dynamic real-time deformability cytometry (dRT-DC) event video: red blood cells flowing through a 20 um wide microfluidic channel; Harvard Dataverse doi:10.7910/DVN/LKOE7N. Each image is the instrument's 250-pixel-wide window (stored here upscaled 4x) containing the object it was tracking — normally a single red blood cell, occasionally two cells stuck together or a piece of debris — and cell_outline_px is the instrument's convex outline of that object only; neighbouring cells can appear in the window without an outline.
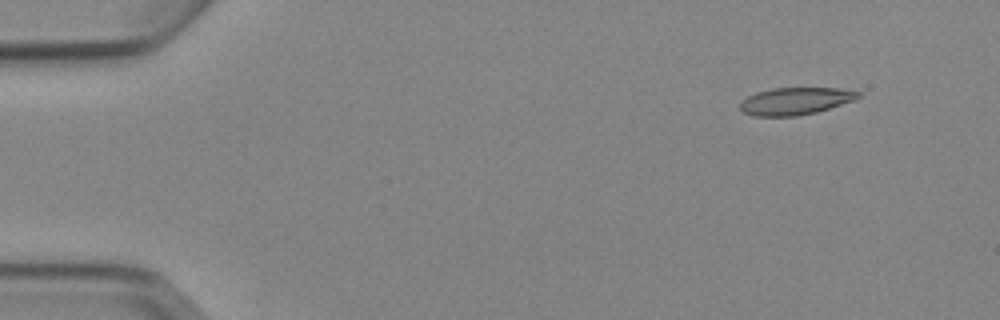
{"species": "Egyptian fruit bat (a non-hibernating species)", "species_latin": "Rousettus aegyptiacus", "temperature_condition": "cold", "stored_images_in_passage": 5, "camera_frame_rate_fps": 3000, "um_per_image_px": 0.085, "animal": {"sex": "female"}, "frame": {"image": 1, "passage_image": 2, "time_ms": 1.0, "image_size_px": [1000, 320], "cell_outline_px": [[860, 96], [856, 100], [816, 112], [796, 116], [752, 116], [744, 112], [740, 108], [740, 104], [748, 96], [756, 92], [772, 88], [840, 88], [860, 92]], "centroid_in_image_um": [67.62, 8.59], "position_along_channel_um": 17.4, "area_um2": 18.73}}
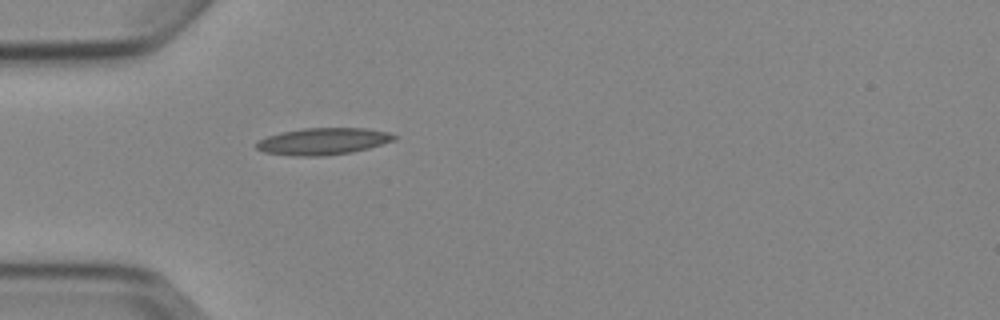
{"frame": {"image": 2, "passage_image": 5, "time_ms": 4.667, "image_size_px": [1000, 320], "cell_outline_px": [[396, 140], [368, 148], [352, 152], [324, 156], [296, 156], [264, 152], [256, 148], [256, 144], [260, 140], [268, 136], [280, 132], [304, 128], [364, 128], [388, 132], [396, 136]], "centroid_in_image_um": [27.47, 12.01], "position_along_channel_um": 57.5, "area_um2": 21.44}}